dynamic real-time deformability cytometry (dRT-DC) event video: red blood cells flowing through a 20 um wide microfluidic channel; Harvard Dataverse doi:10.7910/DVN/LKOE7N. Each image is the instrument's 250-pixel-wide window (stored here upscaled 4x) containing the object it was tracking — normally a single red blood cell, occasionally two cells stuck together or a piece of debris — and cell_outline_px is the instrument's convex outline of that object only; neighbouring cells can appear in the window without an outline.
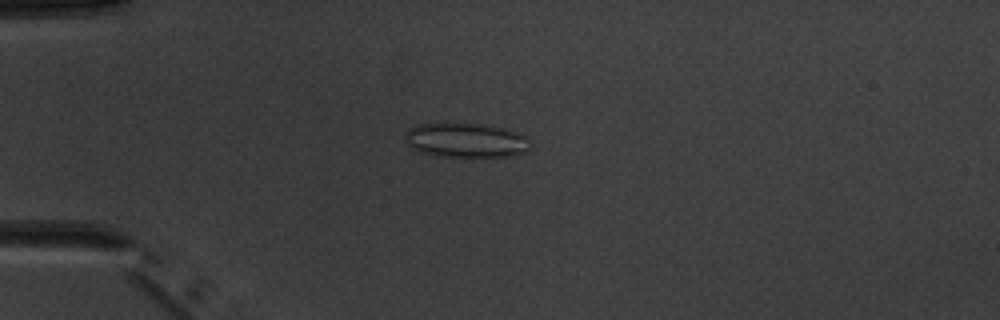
{"species": "common noctule bat (a hibernating species)", "species_latin": "Nyctalus noctula", "temperature_condition": "warm", "stored_images_in_passage": 6, "camera_frame_rate_fps": 3000, "um_per_image_px": 0.085, "animal": {"sex": "male", "body_mass_g": 20.1, "forearm_length_mm": 53.5}, "frame": {"image": 1, "passage_image": 4, "time_ms": 4.667, "image_size_px": [1000, 320], "cell_outline_px": [[528, 148], [524, 152], [512, 156], [440, 156], [420, 152], [412, 148], [404, 140], [404, 136], [408, 128], [420, 124], [480, 124], [504, 128], [520, 132], [528, 136]], "centroid_in_image_um": [39.6, 11.92], "position_along_channel_um": 45.4, "area_um2": 24.97}}
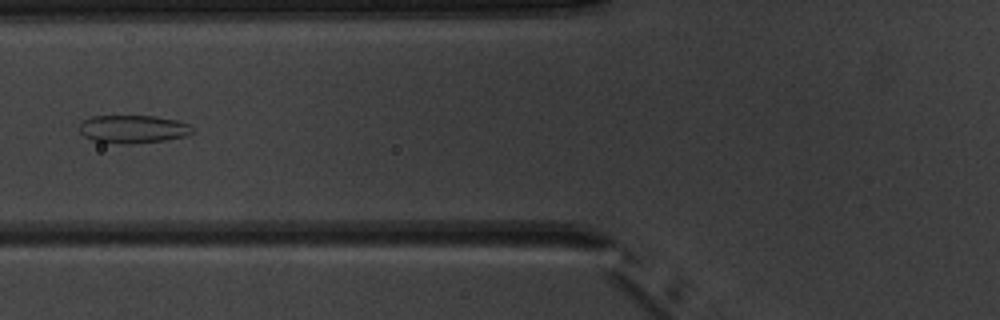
{"frame": {"image": 2, "passage_image": 6, "time_ms": 7.0, "image_size_px": [1000, 320], "cell_outline_px": [[196, 132], [184, 136], [164, 140], [132, 144], [120, 144], [92, 140], [84, 136], [80, 132], [80, 124], [84, 120], [92, 116], [152, 116], [176, 120], [192, 124]], "centroid_in_image_um": [11.35, 10.97], "position_along_channel_um": 114.4, "area_um2": 18.55}}